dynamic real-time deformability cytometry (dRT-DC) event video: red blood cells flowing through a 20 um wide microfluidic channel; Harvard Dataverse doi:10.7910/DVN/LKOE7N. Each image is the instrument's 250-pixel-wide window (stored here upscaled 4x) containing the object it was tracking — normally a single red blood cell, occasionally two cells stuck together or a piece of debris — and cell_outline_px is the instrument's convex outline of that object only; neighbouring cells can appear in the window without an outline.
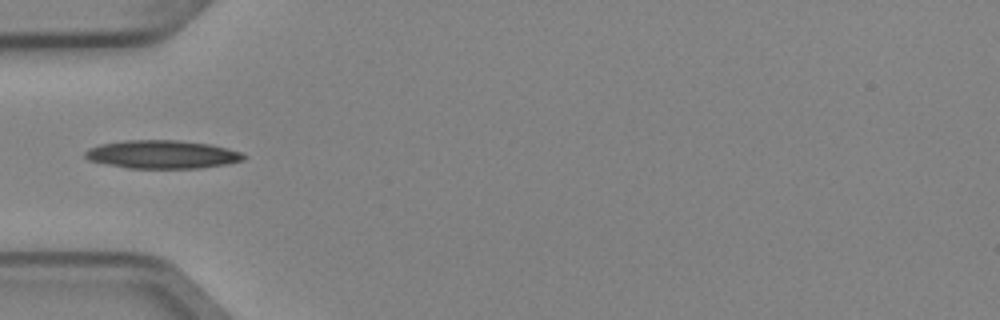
{"species": "Egyptian fruit bat (a non-hibernating species)", "species_latin": "Rousettus aegyptiacus", "temperature_condition": "cold", "stored_images_in_passage": 1, "camera_frame_rate_fps": 3000, "um_per_image_px": 0.085, "animal": {"sex": "female"}, "frame": {"image": 1, "passage_image": 1, "time_ms": 0.0, "image_size_px": [1000, 320], "cell_outline_px": [[248, 156], [244, 160], [224, 164], [200, 168], [128, 168], [88, 160], [84, 156], [84, 152], [88, 148], [100, 144], [124, 140], [176, 140], [208, 144], [228, 148], [240, 152]], "centroid_in_image_um": [13.77, 13.12], "position_along_channel_um": 71.2, "area_um2": 26.07}}